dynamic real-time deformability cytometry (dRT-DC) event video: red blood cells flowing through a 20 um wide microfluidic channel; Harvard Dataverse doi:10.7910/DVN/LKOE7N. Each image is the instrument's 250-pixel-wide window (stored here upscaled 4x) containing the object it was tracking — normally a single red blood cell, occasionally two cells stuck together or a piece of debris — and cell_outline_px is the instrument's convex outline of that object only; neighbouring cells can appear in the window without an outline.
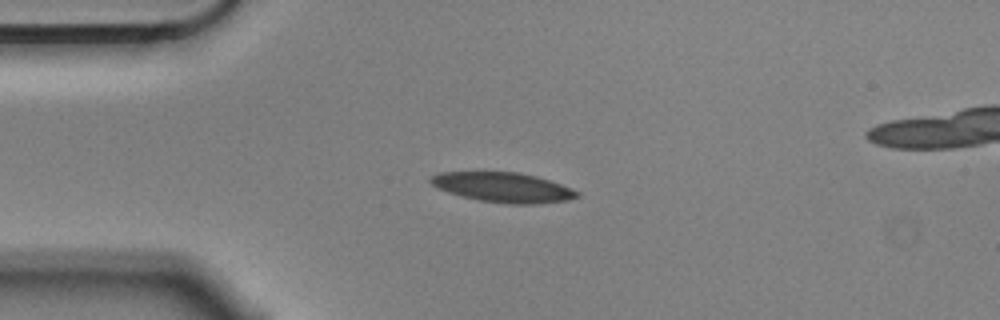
{"species": "Egyptian fruit bat (a non-hibernating species)", "species_latin": "Rousettus aegyptiacus", "temperature_condition": "cold", "stored_images_in_passage": 8, "camera_frame_rate_fps": 3000, "um_per_image_px": 0.085, "animal": {"sex": "male"}, "frame": {"image": 1, "passage_image": 2, "time_ms": 0.333, "image_size_px": [1000, 320], "cell_outline_px": [[580, 196], [568, 200], [536, 204], [508, 204], [480, 200], [460, 196], [448, 192], [432, 184], [428, 180], [432, 176], [440, 172], [520, 172], [536, 176], [560, 184], [580, 192]], "centroid_in_image_um": [42.78, 15.93], "position_along_channel_um": 42.2, "area_um2": 25.32}}
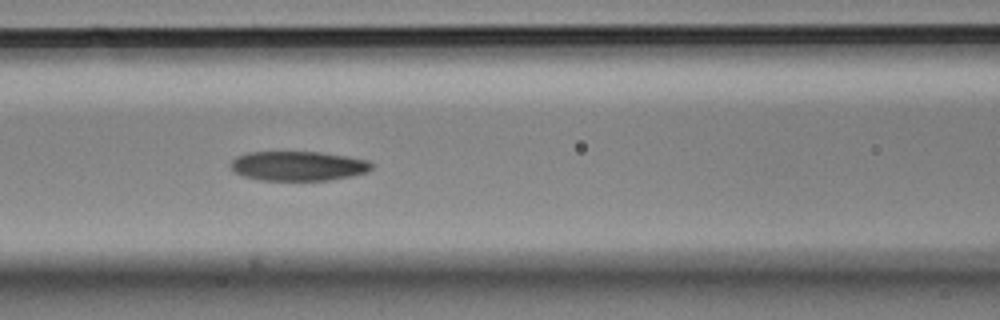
{"frame": {"image": 2, "passage_image": 5, "time_ms": 1.333, "image_size_px": [1000, 320], "cell_outline_px": [[372, 168], [368, 172], [352, 176], [328, 180], [260, 180], [244, 176], [236, 172], [228, 164], [236, 156], [244, 152], [320, 152], [348, 156], [368, 160], [372, 164]], "centroid_in_image_um": [25.34, 14.1], "position_along_channel_um": 141.3, "area_um2": 24.39}}
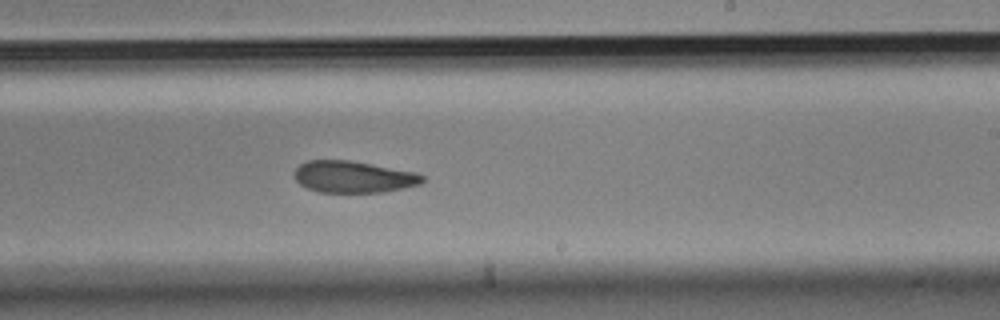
{"frame": {"image": 3, "passage_image": 8, "time_ms": 2.333, "image_size_px": [1000, 320], "cell_outline_px": [[424, 180], [420, 184], [404, 188], [384, 192], [320, 192], [308, 188], [300, 184], [292, 176], [296, 168], [300, 164], [308, 160], [348, 160], [416, 172], [424, 176]], "centroid_in_image_um": [30.02, 15.03], "position_along_channel_um": 259.0, "area_um2": 23.64}}